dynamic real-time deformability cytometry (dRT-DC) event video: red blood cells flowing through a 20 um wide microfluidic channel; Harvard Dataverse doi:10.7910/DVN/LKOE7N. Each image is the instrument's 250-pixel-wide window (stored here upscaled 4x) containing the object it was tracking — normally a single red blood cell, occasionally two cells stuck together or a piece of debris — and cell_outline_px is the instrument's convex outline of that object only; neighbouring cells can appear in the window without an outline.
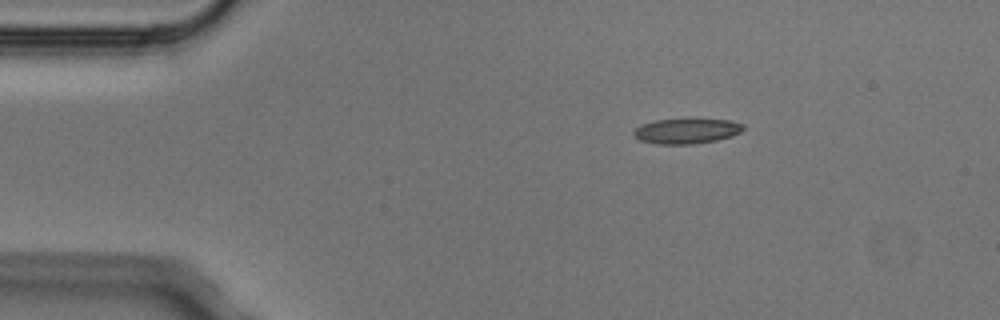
{"species": "Egyptian fruit bat (a non-hibernating species)", "species_latin": "Rousettus aegyptiacus", "temperature_condition": "cold", "stored_images_in_passage": 7, "camera_frame_rate_fps": 3000, "um_per_image_px": 0.085, "animal": {"sex": "male"}, "frame": {"image": 1, "passage_image": 2, "time_ms": 0.333, "image_size_px": [1000, 320], "cell_outline_px": [[744, 128], [740, 132], [732, 136], [716, 140], [692, 144], [656, 144], [640, 140], [632, 136], [632, 132], [640, 124], [656, 120], [688, 116], [696, 116], [728, 120], [744, 124]], "centroid_in_image_um": [58.34, 11.08], "position_along_channel_um": 26.7, "area_um2": 17.05}}
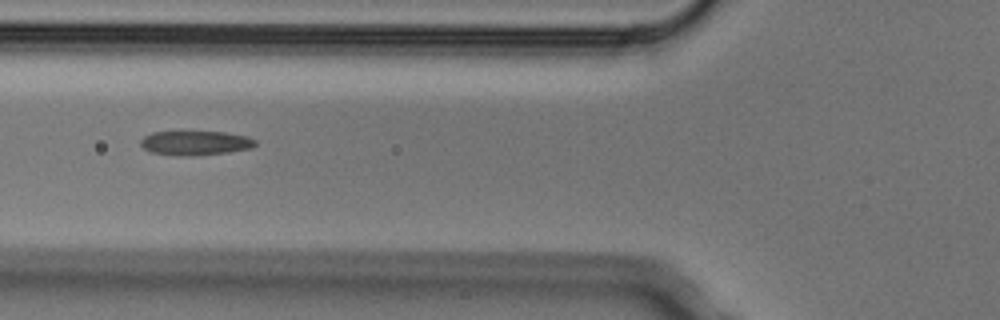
{"frame": {"image": 2, "passage_image": 5, "time_ms": 1.333, "image_size_px": [1000, 320], "cell_outline_px": [[256, 144], [252, 148], [228, 152], [188, 156], [180, 156], [152, 152], [144, 148], [140, 144], [140, 140], [144, 136], [152, 132], [224, 132], [248, 136], [256, 140]], "centroid_in_image_um": [16.62, 12.15], "position_along_channel_um": 109.2, "area_um2": 16.18}}
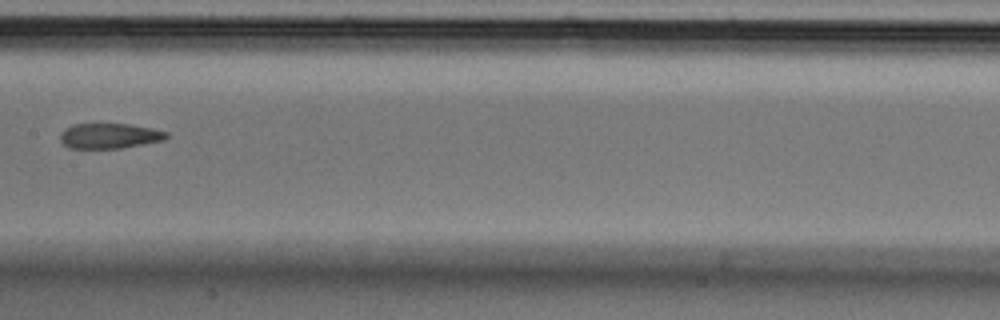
{"frame": {"image": 3, "passage_image": 7, "time_ms": 2.0, "image_size_px": [1000, 320], "cell_outline_px": [[168, 136], [164, 140], [144, 144], [120, 148], [68, 148], [60, 140], [60, 132], [64, 128], [72, 124], [128, 124], [152, 128], [168, 132]], "centroid_in_image_um": [9.28, 11.54], "position_along_channel_um": 198.1, "area_um2": 15.66}}